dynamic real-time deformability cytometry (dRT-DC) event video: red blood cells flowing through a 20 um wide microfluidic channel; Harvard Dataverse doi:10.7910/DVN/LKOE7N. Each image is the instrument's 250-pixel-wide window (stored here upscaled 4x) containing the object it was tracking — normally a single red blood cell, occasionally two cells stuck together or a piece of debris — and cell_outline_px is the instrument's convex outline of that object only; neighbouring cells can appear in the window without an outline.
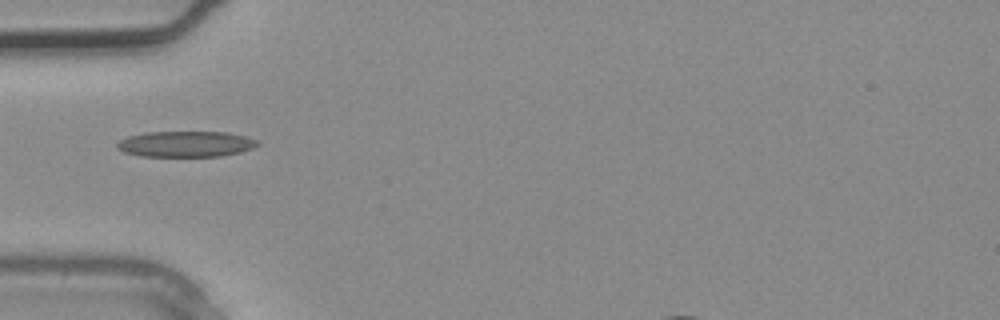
{"species": "common noctule bat (a hibernating species)", "species_latin": "Nyctalus noctula", "temperature_condition": "warm", "stored_images_in_passage": 1, "camera_frame_rate_fps": 3000, "um_per_image_px": 0.085, "animal": {"sex": "male", "body_mass_g": 20.4}, "frame": {"image": 1, "passage_image": 1, "time_ms": 0.0, "image_size_px": [1000, 320], "cell_outline_px": [[260, 144], [252, 148], [240, 152], [220, 156], [140, 156], [124, 152], [116, 148], [116, 144], [120, 140], [128, 136], [148, 132], [228, 132], [260, 140]], "centroid_in_image_um": [15.8, 12.24], "position_along_channel_um": 69.2, "area_um2": 21.15}}